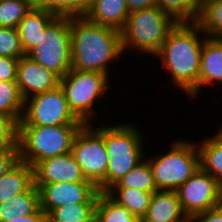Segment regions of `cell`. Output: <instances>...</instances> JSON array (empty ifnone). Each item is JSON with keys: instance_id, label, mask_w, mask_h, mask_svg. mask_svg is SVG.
<instances>
[{"instance_id": "30bf717a", "label": "cell", "mask_w": 222, "mask_h": 222, "mask_svg": "<svg viewBox=\"0 0 222 222\" xmlns=\"http://www.w3.org/2000/svg\"><path fill=\"white\" fill-rule=\"evenodd\" d=\"M59 125H84L70 110L60 86L25 100L18 127Z\"/></svg>"}, {"instance_id": "e575fe53", "label": "cell", "mask_w": 222, "mask_h": 222, "mask_svg": "<svg viewBox=\"0 0 222 222\" xmlns=\"http://www.w3.org/2000/svg\"><path fill=\"white\" fill-rule=\"evenodd\" d=\"M191 222H222V205L198 213L190 219Z\"/></svg>"}, {"instance_id": "5b68a950", "label": "cell", "mask_w": 222, "mask_h": 222, "mask_svg": "<svg viewBox=\"0 0 222 222\" xmlns=\"http://www.w3.org/2000/svg\"><path fill=\"white\" fill-rule=\"evenodd\" d=\"M83 125L18 127L19 160L34 167L39 161L71 152Z\"/></svg>"}, {"instance_id": "ffe728a7", "label": "cell", "mask_w": 222, "mask_h": 222, "mask_svg": "<svg viewBox=\"0 0 222 222\" xmlns=\"http://www.w3.org/2000/svg\"><path fill=\"white\" fill-rule=\"evenodd\" d=\"M39 207L40 191L33 184L27 191L0 203V222H9L11 219L33 214Z\"/></svg>"}, {"instance_id": "9c48e42d", "label": "cell", "mask_w": 222, "mask_h": 222, "mask_svg": "<svg viewBox=\"0 0 222 222\" xmlns=\"http://www.w3.org/2000/svg\"><path fill=\"white\" fill-rule=\"evenodd\" d=\"M71 153L86 180L100 192H106L109 156L103 136L91 125L84 124L74 137Z\"/></svg>"}, {"instance_id": "ac0fdd59", "label": "cell", "mask_w": 222, "mask_h": 222, "mask_svg": "<svg viewBox=\"0 0 222 222\" xmlns=\"http://www.w3.org/2000/svg\"><path fill=\"white\" fill-rule=\"evenodd\" d=\"M57 17L47 9H31L20 21L17 30L22 49L28 54L39 44L42 31Z\"/></svg>"}, {"instance_id": "52a82bcc", "label": "cell", "mask_w": 222, "mask_h": 222, "mask_svg": "<svg viewBox=\"0 0 222 222\" xmlns=\"http://www.w3.org/2000/svg\"><path fill=\"white\" fill-rule=\"evenodd\" d=\"M109 78V79H108ZM110 77L102 72L70 69L60 78V87L64 92L70 110L84 124H92L95 114V102L105 98L109 89Z\"/></svg>"}, {"instance_id": "f546056e", "label": "cell", "mask_w": 222, "mask_h": 222, "mask_svg": "<svg viewBox=\"0 0 222 222\" xmlns=\"http://www.w3.org/2000/svg\"><path fill=\"white\" fill-rule=\"evenodd\" d=\"M24 55L17 28L0 27V56L19 59Z\"/></svg>"}, {"instance_id": "5bb4252c", "label": "cell", "mask_w": 222, "mask_h": 222, "mask_svg": "<svg viewBox=\"0 0 222 222\" xmlns=\"http://www.w3.org/2000/svg\"><path fill=\"white\" fill-rule=\"evenodd\" d=\"M34 184L91 182L86 180L72 153L39 161L34 167Z\"/></svg>"}, {"instance_id": "8d00e7d4", "label": "cell", "mask_w": 222, "mask_h": 222, "mask_svg": "<svg viewBox=\"0 0 222 222\" xmlns=\"http://www.w3.org/2000/svg\"><path fill=\"white\" fill-rule=\"evenodd\" d=\"M46 221H47V215L39 207L33 214L20 216L19 218L11 219L9 222H46Z\"/></svg>"}, {"instance_id": "7402d4cb", "label": "cell", "mask_w": 222, "mask_h": 222, "mask_svg": "<svg viewBox=\"0 0 222 222\" xmlns=\"http://www.w3.org/2000/svg\"><path fill=\"white\" fill-rule=\"evenodd\" d=\"M106 193L140 220L145 215L153 194L136 188H109Z\"/></svg>"}, {"instance_id": "7c38bea8", "label": "cell", "mask_w": 222, "mask_h": 222, "mask_svg": "<svg viewBox=\"0 0 222 222\" xmlns=\"http://www.w3.org/2000/svg\"><path fill=\"white\" fill-rule=\"evenodd\" d=\"M35 186L40 191V208L46 215L65 204L97 203L100 193L92 182H58Z\"/></svg>"}, {"instance_id": "44dd1931", "label": "cell", "mask_w": 222, "mask_h": 222, "mask_svg": "<svg viewBox=\"0 0 222 222\" xmlns=\"http://www.w3.org/2000/svg\"><path fill=\"white\" fill-rule=\"evenodd\" d=\"M196 144L201 168L222 185V141L214 134Z\"/></svg>"}, {"instance_id": "74e56055", "label": "cell", "mask_w": 222, "mask_h": 222, "mask_svg": "<svg viewBox=\"0 0 222 222\" xmlns=\"http://www.w3.org/2000/svg\"><path fill=\"white\" fill-rule=\"evenodd\" d=\"M32 9L49 10V0H24Z\"/></svg>"}, {"instance_id": "8fae6325", "label": "cell", "mask_w": 222, "mask_h": 222, "mask_svg": "<svg viewBox=\"0 0 222 222\" xmlns=\"http://www.w3.org/2000/svg\"><path fill=\"white\" fill-rule=\"evenodd\" d=\"M175 191L189 219L222 205V185L201 167Z\"/></svg>"}, {"instance_id": "2e32d148", "label": "cell", "mask_w": 222, "mask_h": 222, "mask_svg": "<svg viewBox=\"0 0 222 222\" xmlns=\"http://www.w3.org/2000/svg\"><path fill=\"white\" fill-rule=\"evenodd\" d=\"M84 16L94 23L121 31L129 11L126 0H91Z\"/></svg>"}, {"instance_id": "4dcf8cb0", "label": "cell", "mask_w": 222, "mask_h": 222, "mask_svg": "<svg viewBox=\"0 0 222 222\" xmlns=\"http://www.w3.org/2000/svg\"><path fill=\"white\" fill-rule=\"evenodd\" d=\"M87 5L85 0H49V11L57 16H83Z\"/></svg>"}, {"instance_id": "d6a6232c", "label": "cell", "mask_w": 222, "mask_h": 222, "mask_svg": "<svg viewBox=\"0 0 222 222\" xmlns=\"http://www.w3.org/2000/svg\"><path fill=\"white\" fill-rule=\"evenodd\" d=\"M18 58L0 56V82L16 81Z\"/></svg>"}, {"instance_id": "d4e9b609", "label": "cell", "mask_w": 222, "mask_h": 222, "mask_svg": "<svg viewBox=\"0 0 222 222\" xmlns=\"http://www.w3.org/2000/svg\"><path fill=\"white\" fill-rule=\"evenodd\" d=\"M146 157L118 180L111 188H136L145 192H156L152 169Z\"/></svg>"}, {"instance_id": "7a4b0ae2", "label": "cell", "mask_w": 222, "mask_h": 222, "mask_svg": "<svg viewBox=\"0 0 222 222\" xmlns=\"http://www.w3.org/2000/svg\"><path fill=\"white\" fill-rule=\"evenodd\" d=\"M70 36L71 69L110 75V62L123 56L121 32L84 15L70 17Z\"/></svg>"}, {"instance_id": "9a60e30c", "label": "cell", "mask_w": 222, "mask_h": 222, "mask_svg": "<svg viewBox=\"0 0 222 222\" xmlns=\"http://www.w3.org/2000/svg\"><path fill=\"white\" fill-rule=\"evenodd\" d=\"M141 222H191L183 212L176 191L153 192Z\"/></svg>"}, {"instance_id": "e0dca14e", "label": "cell", "mask_w": 222, "mask_h": 222, "mask_svg": "<svg viewBox=\"0 0 222 222\" xmlns=\"http://www.w3.org/2000/svg\"><path fill=\"white\" fill-rule=\"evenodd\" d=\"M222 84V39L206 37L201 52L199 92L203 87Z\"/></svg>"}, {"instance_id": "d6986e66", "label": "cell", "mask_w": 222, "mask_h": 222, "mask_svg": "<svg viewBox=\"0 0 222 222\" xmlns=\"http://www.w3.org/2000/svg\"><path fill=\"white\" fill-rule=\"evenodd\" d=\"M33 184V167L19 160L0 178V203L27 191Z\"/></svg>"}, {"instance_id": "8992f818", "label": "cell", "mask_w": 222, "mask_h": 222, "mask_svg": "<svg viewBox=\"0 0 222 222\" xmlns=\"http://www.w3.org/2000/svg\"><path fill=\"white\" fill-rule=\"evenodd\" d=\"M169 148L168 152L147 159L157 190L175 191L201 167L195 141L178 138Z\"/></svg>"}, {"instance_id": "1f68e13d", "label": "cell", "mask_w": 222, "mask_h": 222, "mask_svg": "<svg viewBox=\"0 0 222 222\" xmlns=\"http://www.w3.org/2000/svg\"><path fill=\"white\" fill-rule=\"evenodd\" d=\"M0 148H18V123L4 114H0Z\"/></svg>"}, {"instance_id": "603a6c76", "label": "cell", "mask_w": 222, "mask_h": 222, "mask_svg": "<svg viewBox=\"0 0 222 222\" xmlns=\"http://www.w3.org/2000/svg\"><path fill=\"white\" fill-rule=\"evenodd\" d=\"M95 222H141L131 211L100 192L95 208Z\"/></svg>"}, {"instance_id": "83f0119b", "label": "cell", "mask_w": 222, "mask_h": 222, "mask_svg": "<svg viewBox=\"0 0 222 222\" xmlns=\"http://www.w3.org/2000/svg\"><path fill=\"white\" fill-rule=\"evenodd\" d=\"M161 10L177 22H196L200 13L201 0H155Z\"/></svg>"}, {"instance_id": "277c9868", "label": "cell", "mask_w": 222, "mask_h": 222, "mask_svg": "<svg viewBox=\"0 0 222 222\" xmlns=\"http://www.w3.org/2000/svg\"><path fill=\"white\" fill-rule=\"evenodd\" d=\"M178 22L158 6L129 13L121 32L123 53L138 50L154 56Z\"/></svg>"}, {"instance_id": "484cf974", "label": "cell", "mask_w": 222, "mask_h": 222, "mask_svg": "<svg viewBox=\"0 0 222 222\" xmlns=\"http://www.w3.org/2000/svg\"><path fill=\"white\" fill-rule=\"evenodd\" d=\"M96 203H71L52 209L46 222H95Z\"/></svg>"}, {"instance_id": "836d02e7", "label": "cell", "mask_w": 222, "mask_h": 222, "mask_svg": "<svg viewBox=\"0 0 222 222\" xmlns=\"http://www.w3.org/2000/svg\"><path fill=\"white\" fill-rule=\"evenodd\" d=\"M18 161V148H0V178Z\"/></svg>"}, {"instance_id": "4316f807", "label": "cell", "mask_w": 222, "mask_h": 222, "mask_svg": "<svg viewBox=\"0 0 222 222\" xmlns=\"http://www.w3.org/2000/svg\"><path fill=\"white\" fill-rule=\"evenodd\" d=\"M24 102L16 81L0 82V114L9 115L19 123Z\"/></svg>"}, {"instance_id": "cb8c5ba5", "label": "cell", "mask_w": 222, "mask_h": 222, "mask_svg": "<svg viewBox=\"0 0 222 222\" xmlns=\"http://www.w3.org/2000/svg\"><path fill=\"white\" fill-rule=\"evenodd\" d=\"M196 23L208 38L222 39V0H201Z\"/></svg>"}, {"instance_id": "4fadbf2b", "label": "cell", "mask_w": 222, "mask_h": 222, "mask_svg": "<svg viewBox=\"0 0 222 222\" xmlns=\"http://www.w3.org/2000/svg\"><path fill=\"white\" fill-rule=\"evenodd\" d=\"M16 83L25 101L34 95L58 87L60 77L25 54L19 58Z\"/></svg>"}, {"instance_id": "f1b7e54d", "label": "cell", "mask_w": 222, "mask_h": 222, "mask_svg": "<svg viewBox=\"0 0 222 222\" xmlns=\"http://www.w3.org/2000/svg\"><path fill=\"white\" fill-rule=\"evenodd\" d=\"M31 9L24 0H0V27L17 28Z\"/></svg>"}, {"instance_id": "3957f363", "label": "cell", "mask_w": 222, "mask_h": 222, "mask_svg": "<svg viewBox=\"0 0 222 222\" xmlns=\"http://www.w3.org/2000/svg\"><path fill=\"white\" fill-rule=\"evenodd\" d=\"M133 124L122 122L97 127L91 124L103 136L109 156L106 191L145 158L143 133Z\"/></svg>"}, {"instance_id": "6da1fadb", "label": "cell", "mask_w": 222, "mask_h": 222, "mask_svg": "<svg viewBox=\"0 0 222 222\" xmlns=\"http://www.w3.org/2000/svg\"><path fill=\"white\" fill-rule=\"evenodd\" d=\"M206 37L196 22H178L155 55L170 72L171 84L192 98L200 94L201 52Z\"/></svg>"}, {"instance_id": "d590c367", "label": "cell", "mask_w": 222, "mask_h": 222, "mask_svg": "<svg viewBox=\"0 0 222 222\" xmlns=\"http://www.w3.org/2000/svg\"><path fill=\"white\" fill-rule=\"evenodd\" d=\"M129 13L157 6L155 0H126Z\"/></svg>"}, {"instance_id": "f35d334b", "label": "cell", "mask_w": 222, "mask_h": 222, "mask_svg": "<svg viewBox=\"0 0 222 222\" xmlns=\"http://www.w3.org/2000/svg\"><path fill=\"white\" fill-rule=\"evenodd\" d=\"M215 135L222 141V127L219 130H217Z\"/></svg>"}, {"instance_id": "ba28073f", "label": "cell", "mask_w": 222, "mask_h": 222, "mask_svg": "<svg viewBox=\"0 0 222 222\" xmlns=\"http://www.w3.org/2000/svg\"><path fill=\"white\" fill-rule=\"evenodd\" d=\"M27 55L60 78L64 77L71 69L70 17L57 16Z\"/></svg>"}]
</instances>
